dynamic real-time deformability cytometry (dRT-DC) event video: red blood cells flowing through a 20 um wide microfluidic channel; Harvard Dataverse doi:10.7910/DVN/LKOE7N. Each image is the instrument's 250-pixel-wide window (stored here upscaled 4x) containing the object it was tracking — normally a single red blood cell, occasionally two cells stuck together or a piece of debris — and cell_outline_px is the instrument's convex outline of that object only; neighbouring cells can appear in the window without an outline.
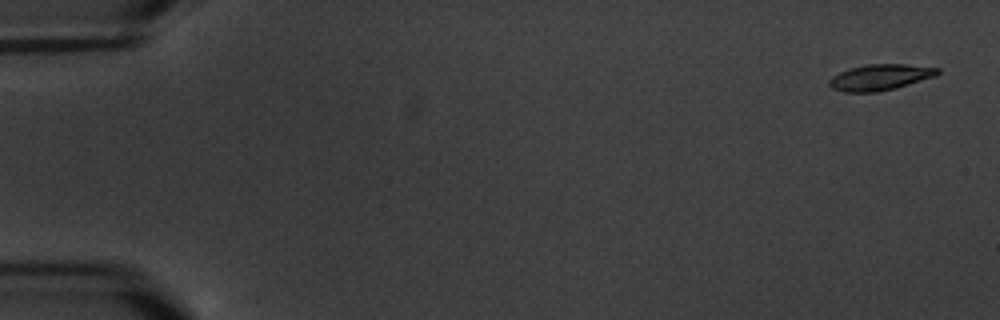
{"species": "common noctule bat (a hibernating species)", "species_latin": "Nyctalus noctula", "temperature_condition": "warm", "stored_images_in_passage": 4, "camera_frame_rate_fps": 3000, "um_per_image_px": 0.085, "animal": {"sex": "male", "body_mass_g": 20.1, "forearm_length_mm": 53.5}, "frame": {"image": 1, "passage_image": 1, "time_ms": 0.0, "image_size_px": [1000, 320], "cell_outline_px": [[940, 72], [936, 76], [896, 88], [876, 92], [844, 92], [832, 88], [828, 84], [828, 80], [832, 76], [840, 72], [852, 68], [868, 64], [904, 64], [940, 68]], "centroid_in_image_um": [74.81, 6.57], "position_along_channel_um": 10.2, "area_um2": 16.36}}